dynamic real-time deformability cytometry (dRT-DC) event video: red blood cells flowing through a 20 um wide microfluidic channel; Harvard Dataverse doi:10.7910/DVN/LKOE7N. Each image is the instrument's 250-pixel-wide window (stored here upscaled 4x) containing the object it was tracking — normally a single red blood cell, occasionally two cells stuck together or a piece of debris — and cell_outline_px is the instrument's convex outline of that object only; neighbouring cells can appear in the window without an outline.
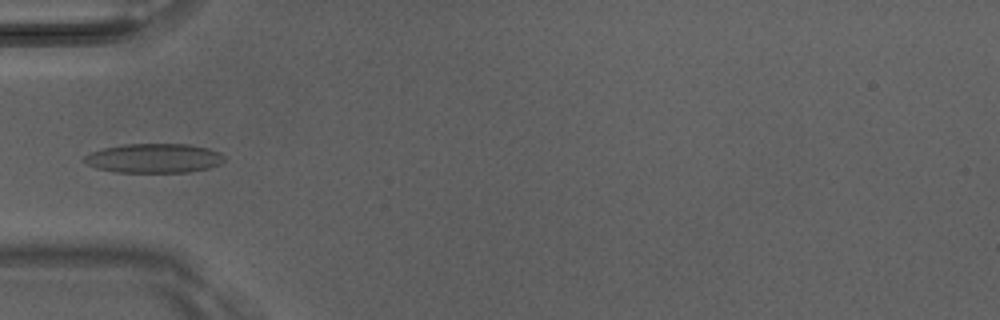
{"species": "Egyptian fruit bat (a non-hibernating species)", "species_latin": "Rousettus aegyptiacus", "temperature_condition": "room temperature", "stored_images_in_passage": 4, "camera_frame_rate_fps": 3000, "um_per_image_px": 0.085, "animal": {"sex": "male"}, "frame": {"image": 1, "passage_image": 4, "time_ms": 1.0, "image_size_px": [1000, 320], "cell_outline_px": [[224, 160], [220, 164], [208, 168], [188, 172], [116, 172], [96, 168], [88, 164], [84, 160], [84, 156], [92, 152], [104, 148], [124, 144], [188, 144], [208, 148], [220, 152], [224, 156]], "centroid_in_image_um": [13.11, 13.45], "position_along_channel_um": 71.9, "area_um2": 23.81}}